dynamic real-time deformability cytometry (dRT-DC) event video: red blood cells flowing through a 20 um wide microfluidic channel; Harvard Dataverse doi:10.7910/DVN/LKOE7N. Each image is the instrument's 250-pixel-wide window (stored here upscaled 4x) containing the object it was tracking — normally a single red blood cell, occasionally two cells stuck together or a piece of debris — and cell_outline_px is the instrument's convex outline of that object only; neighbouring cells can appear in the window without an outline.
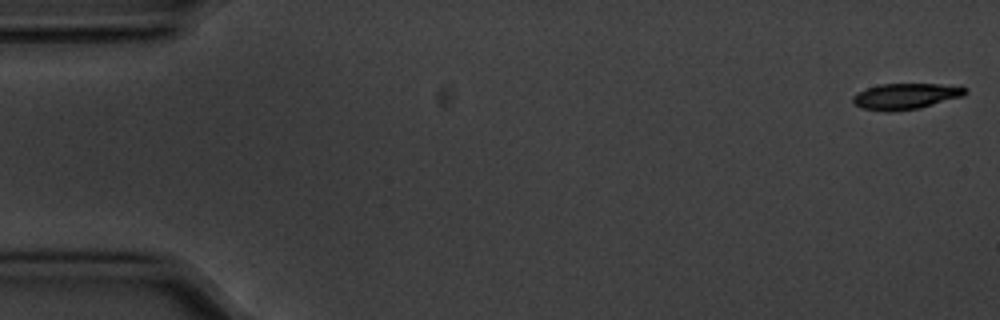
{"species": "common noctule bat (a hibernating species)", "species_latin": "Nyctalus noctula", "temperature_condition": "cold", "stored_images_in_passage": 56, "camera_frame_rate_fps": 3000, "um_per_image_px": 0.085, "animal": {"sex": "male", "body_mass_g": 20.1, "forearm_length_mm": 53.5}, "frame": {"image": 1, "passage_image": 1, "time_ms": 0.0, "image_size_px": [1000, 320], "cell_outline_px": [[968, 92], [964, 96], [920, 108], [892, 112], [884, 112], [860, 108], [852, 104], [852, 96], [868, 88], [880, 84], [940, 84], [968, 88]], "centroid_in_image_um": [76.97, 8.2], "position_along_channel_um": 8.0, "area_um2": 17.17}}
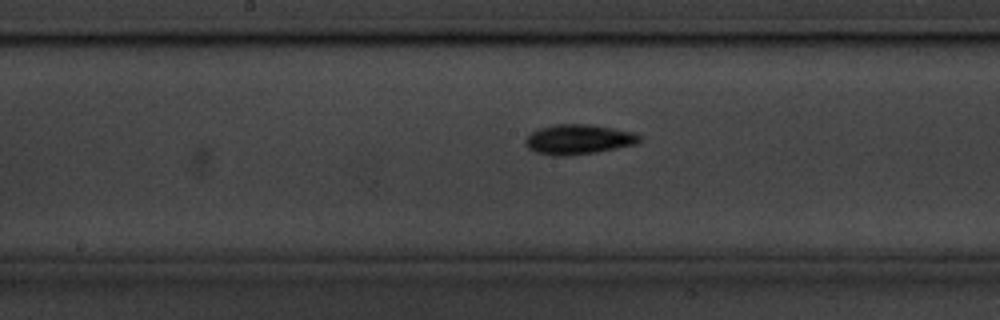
{"frame": {"image": 2, "passage_image": 28, "time_ms": 9.0, "image_size_px": [1000, 320], "cell_outline_px": [[640, 140], [636, 144], [596, 152], [560, 156], [556, 156], [536, 152], [528, 148], [524, 144], [524, 140], [532, 132], [540, 128], [556, 124], [592, 124], [636, 132], [640, 136]], "centroid_in_image_um": [49.17, 11.83], "position_along_channel_um": 199.0, "area_um2": 19.83}}
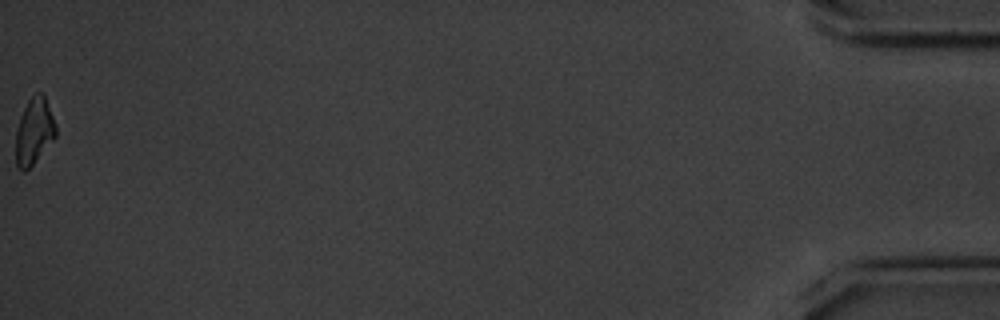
{"frame": {"image": 3, "passage_image": 56, "time_ms": 18.333, "image_size_px": [1000, 320], "cell_outline_px": [[56, 136], [32, 164], [24, 172], [16, 168], [16, 132], [20, 116], [28, 100], [32, 96], [40, 92], [44, 96], [52, 116], [56, 128]], "centroid_in_image_um": [2.87, 11.18], "position_along_channel_um": 432.3, "area_um2": 15.09}, "authors_computed_cell_mechanics": {"area_um2": 17.3689, "velocity_mm_per_s": 3.5725, "shape_relaxation_time_tau1_ms": 1.9256, "shape_relaxation_time_tau2_ms": null, "deformation_change_tau1": 0.1091, "deformation_change_tau2": null}}